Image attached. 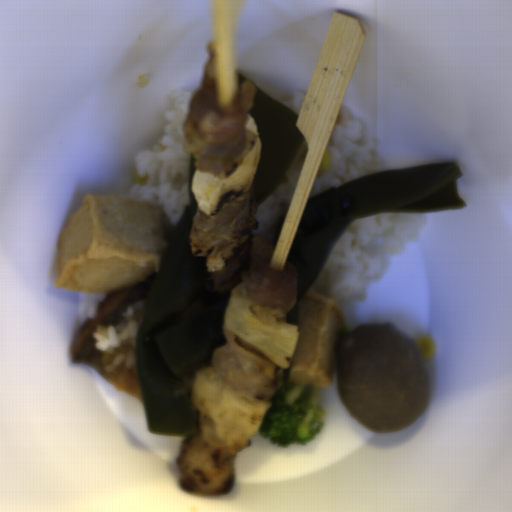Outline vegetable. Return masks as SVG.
Returning a JSON list of instances; mask_svg holds the SVG:
<instances>
[{"mask_svg":"<svg viewBox=\"0 0 512 512\" xmlns=\"http://www.w3.org/2000/svg\"><path fill=\"white\" fill-rule=\"evenodd\" d=\"M190 402L194 410L213 421L221 441L237 449L250 447L272 399L251 398L234 392L217 375L214 367L203 364L193 376Z\"/></svg>","mask_w":512,"mask_h":512,"instance_id":"add77e79","label":"vegetable"},{"mask_svg":"<svg viewBox=\"0 0 512 512\" xmlns=\"http://www.w3.org/2000/svg\"><path fill=\"white\" fill-rule=\"evenodd\" d=\"M261 137L250 153L228 177H219L194 168L191 192L196 207L208 216L216 211L227 192L247 193L254 191V182L261 162Z\"/></svg>","mask_w":512,"mask_h":512,"instance_id":"f7b5029e","label":"vegetable"},{"mask_svg":"<svg viewBox=\"0 0 512 512\" xmlns=\"http://www.w3.org/2000/svg\"><path fill=\"white\" fill-rule=\"evenodd\" d=\"M288 312L260 307L244 297L229 296L222 328L248 342L278 367L290 368L300 331L287 323Z\"/></svg>","mask_w":512,"mask_h":512,"instance_id":"ea0f7189","label":"vegetable"}]
</instances>
